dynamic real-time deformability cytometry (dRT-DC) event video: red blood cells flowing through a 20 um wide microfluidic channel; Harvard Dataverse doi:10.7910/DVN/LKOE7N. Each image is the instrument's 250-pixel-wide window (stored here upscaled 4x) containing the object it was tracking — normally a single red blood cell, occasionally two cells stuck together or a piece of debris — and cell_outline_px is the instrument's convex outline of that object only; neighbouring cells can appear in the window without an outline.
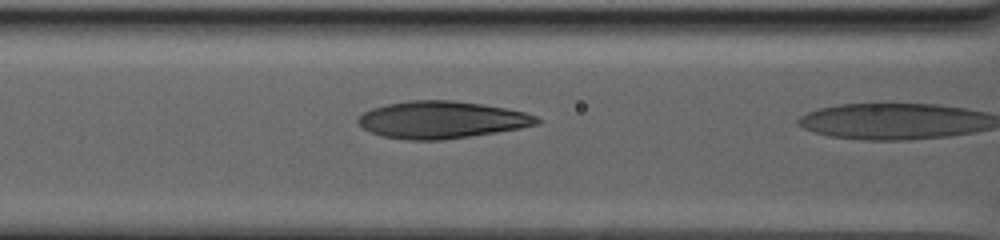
{"species": "human", "species_latin": "Homo sapiens", "temperature_condition": "warm", "stored_images_in_passage": 10, "camera_frame_rate_fps": 3000, "um_per_image_px": 0.085, "donor": {"sex": "male"}, "frame": {"image": 1, "passage_image": 9, "time_ms": 5.667, "image_size_px": [1000, 240], "cell_outline_px": [[544, 120], [540, 124], [520, 128], [496, 132], [440, 140], [408, 140], [380, 136], [364, 128], [356, 120], [364, 112], [372, 108], [388, 104], [408, 100], [452, 100], [480, 104], [504, 108], [524, 112], [536, 116]], "centroid_in_image_um": [37.55, 10.18], "position_along_channel_um": 129.0, "area_um2": 38.55}}